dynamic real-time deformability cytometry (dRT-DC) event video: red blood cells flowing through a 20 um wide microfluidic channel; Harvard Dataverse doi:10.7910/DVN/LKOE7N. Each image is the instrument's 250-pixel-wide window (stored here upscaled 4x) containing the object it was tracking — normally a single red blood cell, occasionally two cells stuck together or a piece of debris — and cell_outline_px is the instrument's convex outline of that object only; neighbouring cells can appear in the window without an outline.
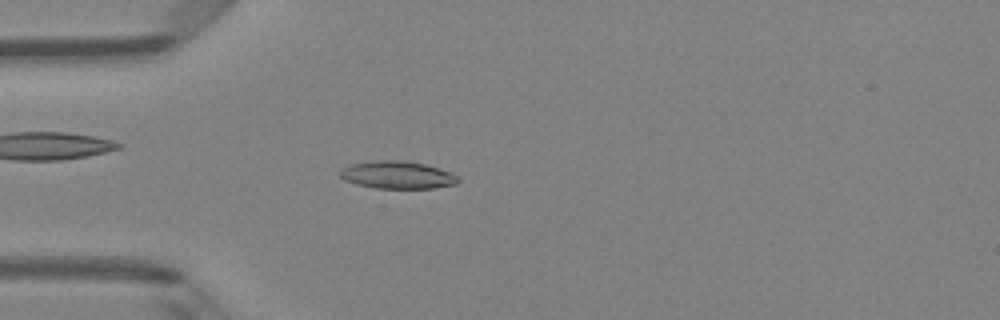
{"species": "Egyptian fruit bat (a non-hibernating species)", "species_latin": "Rousettus aegyptiacus", "temperature_condition": "room temperature", "stored_images_in_passage": 48, "camera_frame_rate_fps": 3000, "um_per_image_px": 0.085, "animal": {"sex": "female"}, "frame": {"image": 1, "passage_image": 13, "time_ms": 4.0, "image_size_px": [1000, 320], "cell_outline_px": [[460, 180], [456, 184], [432, 188], [376, 188], [356, 184], [344, 180], [340, 176], [340, 172], [344, 168], [352, 164], [376, 160], [400, 160], [424, 164], [440, 168], [456, 176]], "centroid_in_image_um": [33.77, 14.87], "position_along_channel_um": 51.2, "area_um2": 18.73}}
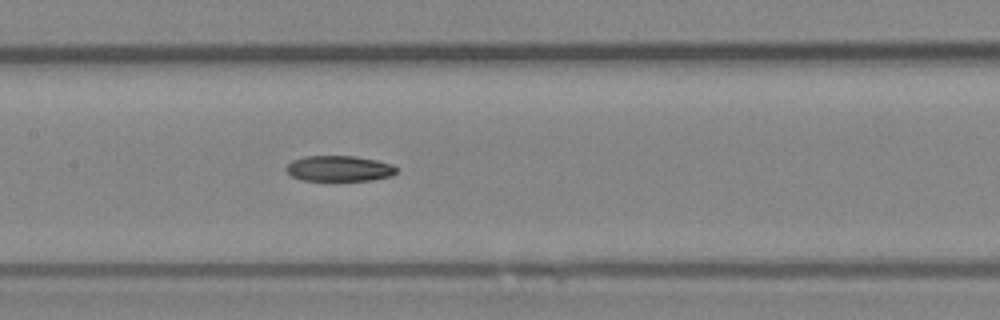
{"frame": {"image": 2, "passage_image": 23, "time_ms": 7.333, "image_size_px": [1000, 320], "cell_outline_px": [[396, 172], [392, 176], [372, 180], [300, 180], [292, 176], [284, 168], [292, 160], [304, 156], [356, 156], [376, 160], [392, 164], [396, 168]], "centroid_in_image_um": [28.82, 14.32], "position_along_channel_um": 178.6, "area_um2": 16.47}}
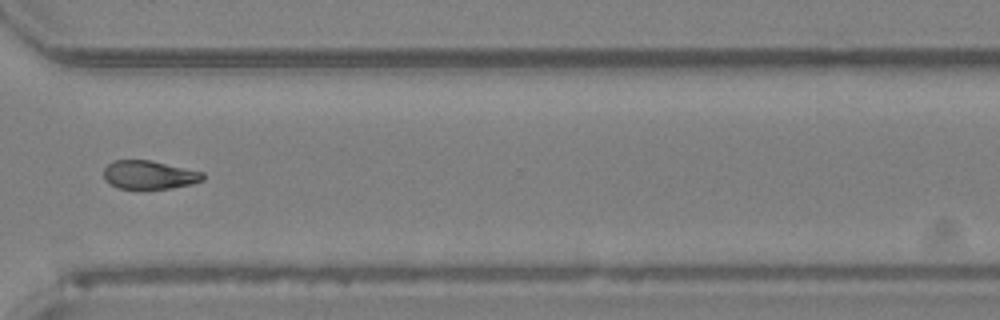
{"frame": {"image": 3, "passage_image": 36, "time_ms": 11.667, "image_size_px": [1000, 320], "cell_outline_px": [[204, 180], [192, 184], [172, 188], [116, 188], [104, 180], [104, 168], [112, 160], [148, 160], [204, 172]], "centroid_in_image_um": [12.67, 14.86], "position_along_channel_um": 357.9, "area_um2": 16.42}, "authors_computed_cell_mechanics": {"area_um2": 17.4556, "velocity_mm_per_s": 4.1214, "shape_relaxation_time_tau1_ms": null, "shape_relaxation_time_tau2_ms": 9.9243, "deformation_change_tau1": null, "deformation_change_tau2": 0.1811}}